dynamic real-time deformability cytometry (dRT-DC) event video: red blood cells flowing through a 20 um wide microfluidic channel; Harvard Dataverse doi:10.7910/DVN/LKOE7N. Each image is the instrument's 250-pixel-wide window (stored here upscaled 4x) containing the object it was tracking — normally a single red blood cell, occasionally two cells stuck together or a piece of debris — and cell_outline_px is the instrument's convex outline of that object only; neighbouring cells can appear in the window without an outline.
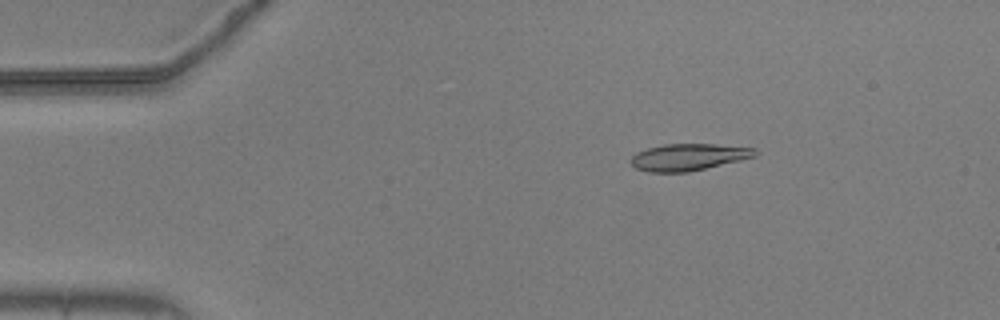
{"species": "common noctule bat (a hibernating species)", "species_latin": "Nyctalus noctula", "temperature_condition": "warm", "stored_images_in_passage": 55, "camera_frame_rate_fps": 3000, "um_per_image_px": 0.085, "animal": {"sex": "male", "body_mass_g": 20.5, "forearm_length_mm": 52.5}, "frame": {"image": 1, "passage_image": 9, "time_ms": 2.667, "image_size_px": [1000, 320], "cell_outline_px": [[756, 156], [740, 160], [688, 172], [648, 172], [636, 168], [628, 160], [636, 152], [648, 148], [664, 144], [716, 144], [756, 148]], "centroid_in_image_um": [58.49, 13.35], "position_along_channel_um": 26.5, "area_um2": 19.36}}
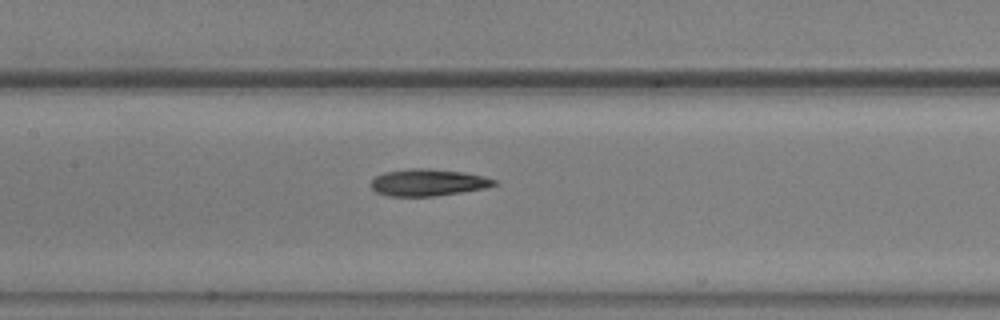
{"frame": {"image": 2, "passage_image": 26, "time_ms": 8.333, "image_size_px": [1000, 320], "cell_outline_px": [[496, 184], [484, 188], [436, 196], [388, 196], [376, 192], [372, 188], [372, 180], [376, 176], [384, 172], [408, 168], [428, 168], [464, 172], [484, 176], [496, 180]], "centroid_in_image_um": [36.36, 15.5], "position_along_channel_um": 171.0, "area_um2": 19.25}}
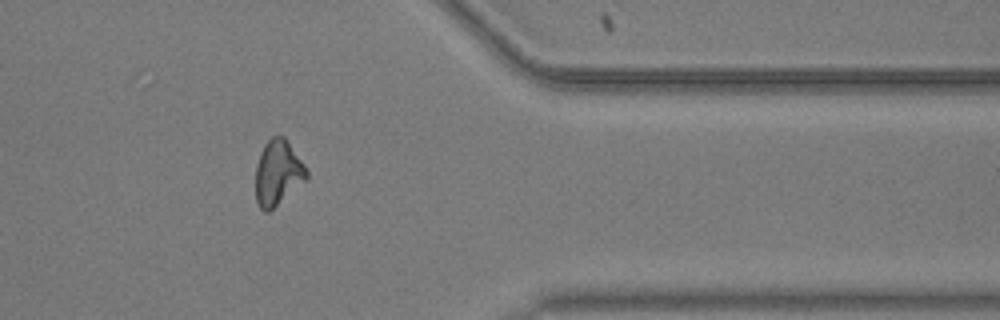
{"frame": {"image": 3, "passage_image": 45, "time_ms": 14.667, "image_size_px": [1000, 320], "cell_outline_px": [[308, 176], [304, 180], [268, 212], [264, 212], [260, 208], [256, 200], [256, 164], [260, 152], [264, 144], [272, 136], [284, 136], [304, 164], [308, 172]], "centroid_in_image_um": [23.59, 14.66], "position_along_channel_um": 387.8, "area_um2": 18.96}, "authors_computed_cell_mechanics": {"area_um2": 19.1896, "velocity_mm_per_s": 3.6784, "shape_relaxation_time_tau1_ms": 6.7645, "shape_relaxation_time_tau2_ms": 8.5394, "deformation_change_tau1": 0.1993, "deformation_change_tau2": 0.1786}}